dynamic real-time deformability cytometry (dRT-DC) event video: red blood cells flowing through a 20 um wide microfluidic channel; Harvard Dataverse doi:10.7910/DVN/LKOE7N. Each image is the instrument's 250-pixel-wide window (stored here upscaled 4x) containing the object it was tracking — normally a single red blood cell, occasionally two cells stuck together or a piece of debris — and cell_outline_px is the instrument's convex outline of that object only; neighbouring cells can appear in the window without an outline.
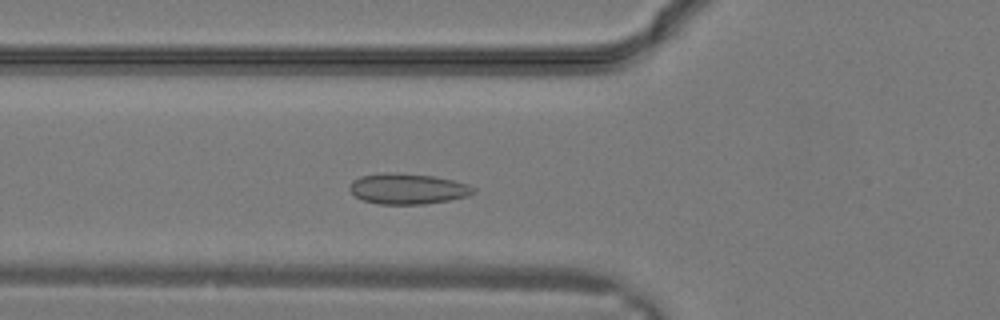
{"species": "common noctule bat (a hibernating species)", "species_latin": "Nyctalus noctula", "temperature_condition": "warm", "stored_images_in_passage": 27, "camera_frame_rate_fps": 3000, "um_per_image_px": 0.085, "animal": {"sex": "male", "body_mass_g": 19.2, "forearm_length_mm": 51.8}, "frame": {"image": 1, "passage_image": 7, "time_ms": 2.0, "image_size_px": [1000, 320], "cell_outline_px": [[476, 192], [468, 196], [448, 200], [424, 204], [380, 204], [364, 200], [356, 196], [348, 188], [352, 180], [360, 176], [392, 172], [436, 176], [468, 184], [476, 188]], "centroid_in_image_um": [34.68, 16.04], "position_along_channel_um": 91.1, "area_um2": 22.08}}
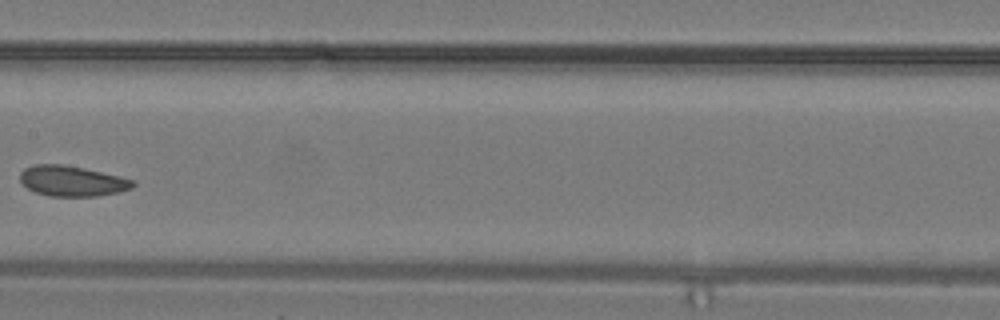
{"frame": {"image": 2, "passage_image": 12, "time_ms": 3.667, "image_size_px": [1000, 320], "cell_outline_px": [[136, 184], [132, 188], [120, 192], [96, 196], [48, 196], [36, 192], [28, 188], [20, 180], [20, 172], [24, 168], [32, 164], [64, 164], [84, 168], [120, 176], [132, 180]], "centroid_in_image_um": [6.12, 15.38], "position_along_channel_um": 201.3, "area_um2": 20.06}}
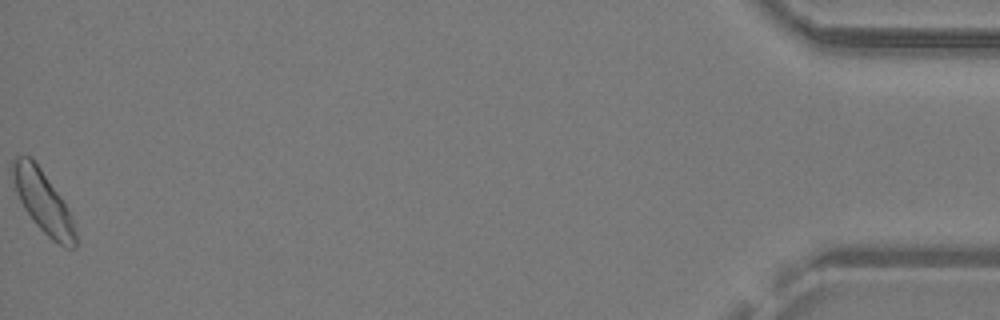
{"frame": {"image": 3, "passage_image": 27, "time_ms": 8.667, "image_size_px": [1000, 320], "cell_outline_px": [[76, 248], [68, 248], [52, 240], [32, 220], [24, 208], [16, 192], [12, 176], [12, 160], [16, 156], [32, 156], [60, 196], [72, 216], [76, 232]], "centroid_in_image_um": [3.65, 17.14], "position_along_channel_um": 431.5, "area_um2": 22.48}}